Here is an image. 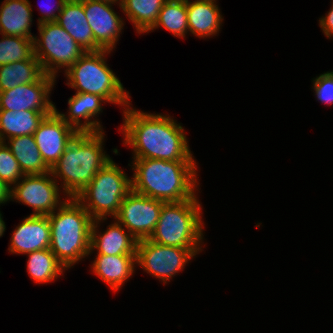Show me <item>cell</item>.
I'll return each instance as SVG.
<instances>
[{
  "label": "cell",
  "instance_id": "1",
  "mask_svg": "<svg viewBox=\"0 0 333 333\" xmlns=\"http://www.w3.org/2000/svg\"><path fill=\"white\" fill-rule=\"evenodd\" d=\"M122 110L119 132L124 134V145L132 148L133 159L196 161L183 126L170 115L136 110L131 103Z\"/></svg>",
  "mask_w": 333,
  "mask_h": 333
},
{
  "label": "cell",
  "instance_id": "2",
  "mask_svg": "<svg viewBox=\"0 0 333 333\" xmlns=\"http://www.w3.org/2000/svg\"><path fill=\"white\" fill-rule=\"evenodd\" d=\"M132 191L153 199L181 202L199 189L196 161L133 159Z\"/></svg>",
  "mask_w": 333,
  "mask_h": 333
},
{
  "label": "cell",
  "instance_id": "3",
  "mask_svg": "<svg viewBox=\"0 0 333 333\" xmlns=\"http://www.w3.org/2000/svg\"><path fill=\"white\" fill-rule=\"evenodd\" d=\"M104 137V131L78 133L50 169L64 196L75 198L111 160L104 151Z\"/></svg>",
  "mask_w": 333,
  "mask_h": 333
},
{
  "label": "cell",
  "instance_id": "4",
  "mask_svg": "<svg viewBox=\"0 0 333 333\" xmlns=\"http://www.w3.org/2000/svg\"><path fill=\"white\" fill-rule=\"evenodd\" d=\"M48 219L50 250L66 270L88 257L94 219L75 198L68 197Z\"/></svg>",
  "mask_w": 333,
  "mask_h": 333
},
{
  "label": "cell",
  "instance_id": "5",
  "mask_svg": "<svg viewBox=\"0 0 333 333\" xmlns=\"http://www.w3.org/2000/svg\"><path fill=\"white\" fill-rule=\"evenodd\" d=\"M202 210L197 195L181 202L164 203L148 239L165 246L202 248L205 225Z\"/></svg>",
  "mask_w": 333,
  "mask_h": 333
},
{
  "label": "cell",
  "instance_id": "6",
  "mask_svg": "<svg viewBox=\"0 0 333 333\" xmlns=\"http://www.w3.org/2000/svg\"><path fill=\"white\" fill-rule=\"evenodd\" d=\"M109 50L87 51L71 67L64 71L66 85L79 93L96 94L107 103L127 107L131 96L106 63Z\"/></svg>",
  "mask_w": 333,
  "mask_h": 333
},
{
  "label": "cell",
  "instance_id": "7",
  "mask_svg": "<svg viewBox=\"0 0 333 333\" xmlns=\"http://www.w3.org/2000/svg\"><path fill=\"white\" fill-rule=\"evenodd\" d=\"M131 191V179L111 159L75 199L95 220L115 217L122 201Z\"/></svg>",
  "mask_w": 333,
  "mask_h": 333
},
{
  "label": "cell",
  "instance_id": "8",
  "mask_svg": "<svg viewBox=\"0 0 333 333\" xmlns=\"http://www.w3.org/2000/svg\"><path fill=\"white\" fill-rule=\"evenodd\" d=\"M38 25L39 37L34 36V56L40 61L45 74L58 76L62 68L66 71L86 51L56 22Z\"/></svg>",
  "mask_w": 333,
  "mask_h": 333
},
{
  "label": "cell",
  "instance_id": "9",
  "mask_svg": "<svg viewBox=\"0 0 333 333\" xmlns=\"http://www.w3.org/2000/svg\"><path fill=\"white\" fill-rule=\"evenodd\" d=\"M201 251L202 248L165 246L142 239L136 245V266L167 284Z\"/></svg>",
  "mask_w": 333,
  "mask_h": 333
},
{
  "label": "cell",
  "instance_id": "10",
  "mask_svg": "<svg viewBox=\"0 0 333 333\" xmlns=\"http://www.w3.org/2000/svg\"><path fill=\"white\" fill-rule=\"evenodd\" d=\"M58 183L51 172L42 175H24L11 187V201L33 208L32 215L53 213L68 197L61 200Z\"/></svg>",
  "mask_w": 333,
  "mask_h": 333
},
{
  "label": "cell",
  "instance_id": "11",
  "mask_svg": "<svg viewBox=\"0 0 333 333\" xmlns=\"http://www.w3.org/2000/svg\"><path fill=\"white\" fill-rule=\"evenodd\" d=\"M165 202L131 191L122 201L114 217L135 239H147L159 220Z\"/></svg>",
  "mask_w": 333,
  "mask_h": 333
},
{
  "label": "cell",
  "instance_id": "12",
  "mask_svg": "<svg viewBox=\"0 0 333 333\" xmlns=\"http://www.w3.org/2000/svg\"><path fill=\"white\" fill-rule=\"evenodd\" d=\"M57 77L44 74L37 82L18 85L0 92V110L54 112L56 106L50 100V94Z\"/></svg>",
  "mask_w": 333,
  "mask_h": 333
},
{
  "label": "cell",
  "instance_id": "13",
  "mask_svg": "<svg viewBox=\"0 0 333 333\" xmlns=\"http://www.w3.org/2000/svg\"><path fill=\"white\" fill-rule=\"evenodd\" d=\"M78 133L56 111L43 119L33 136L43 161L50 169Z\"/></svg>",
  "mask_w": 333,
  "mask_h": 333
},
{
  "label": "cell",
  "instance_id": "14",
  "mask_svg": "<svg viewBox=\"0 0 333 333\" xmlns=\"http://www.w3.org/2000/svg\"><path fill=\"white\" fill-rule=\"evenodd\" d=\"M83 7L96 44L102 50L113 51L125 26L124 19L114 11L112 3L83 0Z\"/></svg>",
  "mask_w": 333,
  "mask_h": 333
},
{
  "label": "cell",
  "instance_id": "15",
  "mask_svg": "<svg viewBox=\"0 0 333 333\" xmlns=\"http://www.w3.org/2000/svg\"><path fill=\"white\" fill-rule=\"evenodd\" d=\"M50 221L46 215H29L12 232L10 246L13 254H27L50 248Z\"/></svg>",
  "mask_w": 333,
  "mask_h": 333
},
{
  "label": "cell",
  "instance_id": "16",
  "mask_svg": "<svg viewBox=\"0 0 333 333\" xmlns=\"http://www.w3.org/2000/svg\"><path fill=\"white\" fill-rule=\"evenodd\" d=\"M105 220L107 218H99L92 223L89 255L96 249L97 255H136L137 240L116 219L104 232L98 230Z\"/></svg>",
  "mask_w": 333,
  "mask_h": 333
},
{
  "label": "cell",
  "instance_id": "17",
  "mask_svg": "<svg viewBox=\"0 0 333 333\" xmlns=\"http://www.w3.org/2000/svg\"><path fill=\"white\" fill-rule=\"evenodd\" d=\"M106 102L107 101L99 95L76 92L74 96L68 99L69 108L66 115L59 112L57 108H55V111L67 124L71 125L79 133L102 132L104 131L103 127L96 116L98 117L103 111L102 103ZM82 119H84L83 122Z\"/></svg>",
  "mask_w": 333,
  "mask_h": 333
},
{
  "label": "cell",
  "instance_id": "18",
  "mask_svg": "<svg viewBox=\"0 0 333 333\" xmlns=\"http://www.w3.org/2000/svg\"><path fill=\"white\" fill-rule=\"evenodd\" d=\"M86 52L102 50L86 19L83 0H68L56 21Z\"/></svg>",
  "mask_w": 333,
  "mask_h": 333
},
{
  "label": "cell",
  "instance_id": "19",
  "mask_svg": "<svg viewBox=\"0 0 333 333\" xmlns=\"http://www.w3.org/2000/svg\"><path fill=\"white\" fill-rule=\"evenodd\" d=\"M216 1L186 0L188 29L191 34L199 38H211L219 33L224 17Z\"/></svg>",
  "mask_w": 333,
  "mask_h": 333
},
{
  "label": "cell",
  "instance_id": "20",
  "mask_svg": "<svg viewBox=\"0 0 333 333\" xmlns=\"http://www.w3.org/2000/svg\"><path fill=\"white\" fill-rule=\"evenodd\" d=\"M92 273L101 278L112 291H119L135 273L136 255H96Z\"/></svg>",
  "mask_w": 333,
  "mask_h": 333
},
{
  "label": "cell",
  "instance_id": "21",
  "mask_svg": "<svg viewBox=\"0 0 333 333\" xmlns=\"http://www.w3.org/2000/svg\"><path fill=\"white\" fill-rule=\"evenodd\" d=\"M29 0H4L0 6V34L34 39Z\"/></svg>",
  "mask_w": 333,
  "mask_h": 333
},
{
  "label": "cell",
  "instance_id": "22",
  "mask_svg": "<svg viewBox=\"0 0 333 333\" xmlns=\"http://www.w3.org/2000/svg\"><path fill=\"white\" fill-rule=\"evenodd\" d=\"M53 112L0 110V142L23 135H33L43 119Z\"/></svg>",
  "mask_w": 333,
  "mask_h": 333
},
{
  "label": "cell",
  "instance_id": "23",
  "mask_svg": "<svg viewBox=\"0 0 333 333\" xmlns=\"http://www.w3.org/2000/svg\"><path fill=\"white\" fill-rule=\"evenodd\" d=\"M5 144L19 162L24 175H42L50 172V168L42 159L33 135L9 138Z\"/></svg>",
  "mask_w": 333,
  "mask_h": 333
},
{
  "label": "cell",
  "instance_id": "24",
  "mask_svg": "<svg viewBox=\"0 0 333 333\" xmlns=\"http://www.w3.org/2000/svg\"><path fill=\"white\" fill-rule=\"evenodd\" d=\"M44 74L41 63L35 56L30 60L4 64L0 66V92L37 82Z\"/></svg>",
  "mask_w": 333,
  "mask_h": 333
},
{
  "label": "cell",
  "instance_id": "25",
  "mask_svg": "<svg viewBox=\"0 0 333 333\" xmlns=\"http://www.w3.org/2000/svg\"><path fill=\"white\" fill-rule=\"evenodd\" d=\"M28 256L27 272L36 284L52 283L63 276L65 267L57 260L50 248L33 251Z\"/></svg>",
  "mask_w": 333,
  "mask_h": 333
},
{
  "label": "cell",
  "instance_id": "26",
  "mask_svg": "<svg viewBox=\"0 0 333 333\" xmlns=\"http://www.w3.org/2000/svg\"><path fill=\"white\" fill-rule=\"evenodd\" d=\"M166 0H122L120 8L135 27L144 34L154 26Z\"/></svg>",
  "mask_w": 333,
  "mask_h": 333
},
{
  "label": "cell",
  "instance_id": "27",
  "mask_svg": "<svg viewBox=\"0 0 333 333\" xmlns=\"http://www.w3.org/2000/svg\"><path fill=\"white\" fill-rule=\"evenodd\" d=\"M159 27L169 31L174 37L184 38L189 32L186 0H166L157 21L148 32Z\"/></svg>",
  "mask_w": 333,
  "mask_h": 333
},
{
  "label": "cell",
  "instance_id": "28",
  "mask_svg": "<svg viewBox=\"0 0 333 333\" xmlns=\"http://www.w3.org/2000/svg\"><path fill=\"white\" fill-rule=\"evenodd\" d=\"M34 56L33 39L2 34L0 40V66Z\"/></svg>",
  "mask_w": 333,
  "mask_h": 333
},
{
  "label": "cell",
  "instance_id": "29",
  "mask_svg": "<svg viewBox=\"0 0 333 333\" xmlns=\"http://www.w3.org/2000/svg\"><path fill=\"white\" fill-rule=\"evenodd\" d=\"M24 176L19 162L13 156L5 142H0V179L10 187L15 185Z\"/></svg>",
  "mask_w": 333,
  "mask_h": 333
},
{
  "label": "cell",
  "instance_id": "30",
  "mask_svg": "<svg viewBox=\"0 0 333 333\" xmlns=\"http://www.w3.org/2000/svg\"><path fill=\"white\" fill-rule=\"evenodd\" d=\"M312 89L317 100L326 105L333 104V71H327L313 79Z\"/></svg>",
  "mask_w": 333,
  "mask_h": 333
},
{
  "label": "cell",
  "instance_id": "31",
  "mask_svg": "<svg viewBox=\"0 0 333 333\" xmlns=\"http://www.w3.org/2000/svg\"><path fill=\"white\" fill-rule=\"evenodd\" d=\"M67 1L68 0H57L55 7H50L49 5H47V6L44 5L48 9H46V7H44V6H43V8L41 7L40 9L43 10V11H40V12H42L41 13L42 16H41V18H38L37 24H40L43 22L57 21L59 14L62 11L63 6Z\"/></svg>",
  "mask_w": 333,
  "mask_h": 333
},
{
  "label": "cell",
  "instance_id": "32",
  "mask_svg": "<svg viewBox=\"0 0 333 333\" xmlns=\"http://www.w3.org/2000/svg\"><path fill=\"white\" fill-rule=\"evenodd\" d=\"M333 1V0H332ZM319 26L322 30V33L330 39L333 37V2L330 10L325 14V16L319 18Z\"/></svg>",
  "mask_w": 333,
  "mask_h": 333
},
{
  "label": "cell",
  "instance_id": "33",
  "mask_svg": "<svg viewBox=\"0 0 333 333\" xmlns=\"http://www.w3.org/2000/svg\"><path fill=\"white\" fill-rule=\"evenodd\" d=\"M11 201V187L0 179V205Z\"/></svg>",
  "mask_w": 333,
  "mask_h": 333
},
{
  "label": "cell",
  "instance_id": "34",
  "mask_svg": "<svg viewBox=\"0 0 333 333\" xmlns=\"http://www.w3.org/2000/svg\"><path fill=\"white\" fill-rule=\"evenodd\" d=\"M5 230H6V225L3 220L2 213L0 212V237L4 235Z\"/></svg>",
  "mask_w": 333,
  "mask_h": 333
},
{
  "label": "cell",
  "instance_id": "35",
  "mask_svg": "<svg viewBox=\"0 0 333 333\" xmlns=\"http://www.w3.org/2000/svg\"><path fill=\"white\" fill-rule=\"evenodd\" d=\"M93 1L112 3V4H117L119 6H121V3H122V0H93Z\"/></svg>",
  "mask_w": 333,
  "mask_h": 333
}]
</instances>
